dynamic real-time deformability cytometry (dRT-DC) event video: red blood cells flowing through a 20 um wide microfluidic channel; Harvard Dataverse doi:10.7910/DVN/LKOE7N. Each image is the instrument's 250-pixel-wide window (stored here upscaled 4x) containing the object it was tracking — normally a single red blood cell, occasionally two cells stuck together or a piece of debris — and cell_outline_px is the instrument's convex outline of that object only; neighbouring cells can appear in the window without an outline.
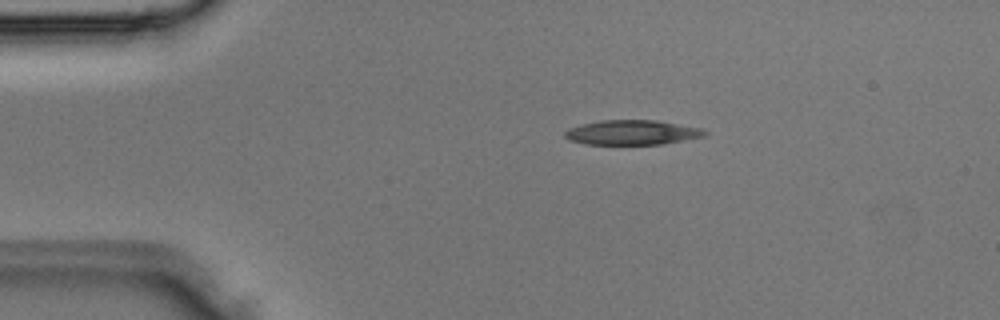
{"species": "Egyptian fruit bat (a non-hibernating species)", "species_latin": "Rousettus aegyptiacus", "temperature_condition": "room temperature", "stored_images_in_passage": 1, "camera_frame_rate_fps": 3000, "um_per_image_px": 0.085, "animal": {"sex": "male"}, "frame": {"image": 1, "passage_image": 1, "time_ms": 0.0, "image_size_px": [1000, 320], "cell_outline_px": [[708, 136], [664, 144], [588, 144], [568, 140], [564, 136], [564, 132], [580, 124], [600, 120], [656, 120], [704, 128], [708, 132]], "centroid_in_image_um": [53.81, 11.26], "position_along_channel_um": 31.2, "area_um2": 20.35}}